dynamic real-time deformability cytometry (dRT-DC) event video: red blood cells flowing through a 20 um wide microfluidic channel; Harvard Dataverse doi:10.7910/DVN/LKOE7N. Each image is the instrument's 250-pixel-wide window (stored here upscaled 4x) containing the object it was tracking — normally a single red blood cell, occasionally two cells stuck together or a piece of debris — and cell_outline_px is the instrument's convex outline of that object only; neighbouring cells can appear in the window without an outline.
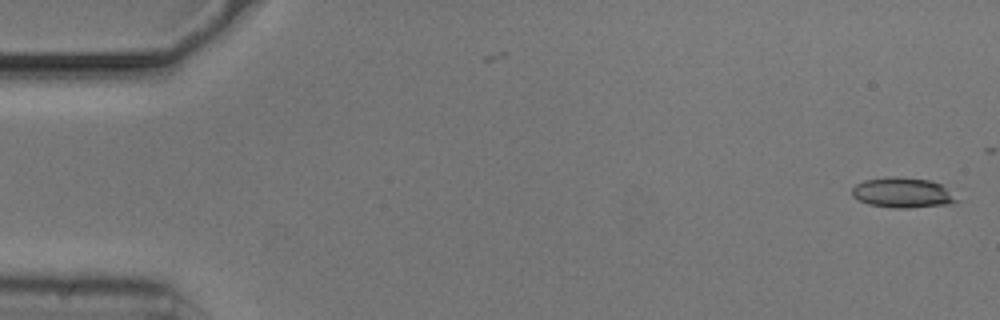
{"species": "common noctule bat (a hibernating species)", "species_latin": "Nyctalus noctula", "temperature_condition": "cold", "stored_images_in_passage": 19, "camera_frame_rate_fps": 3000, "um_per_image_px": 0.085, "animal": {"sex": "male", "body_mass_g": 20.5, "forearm_length_mm": 52.5}, "frame": {"image": 1, "passage_image": 1, "time_ms": 0.0, "image_size_px": [1000, 320], "cell_outline_px": [[964, 200], [948, 204], [908, 208], [896, 208], [868, 204], [852, 196], [852, 188], [856, 184], [864, 180], [888, 176], [896, 176], [928, 180], [940, 184]], "centroid_in_image_um": [76.76, 16.38], "position_along_channel_um": 8.2, "area_um2": 18.55}}
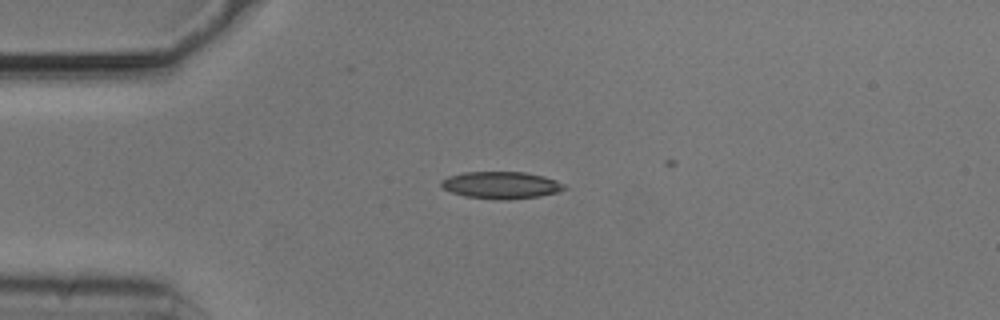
{"frame": {"image": 2, "passage_image": 13, "time_ms": 4.0, "image_size_px": [1000, 320], "cell_outline_px": [[568, 188], [556, 192], [540, 196], [508, 200], [500, 200], [464, 196], [452, 192], [444, 188], [440, 184], [440, 180], [448, 176], [464, 172], [524, 172], [544, 176], [556, 180], [564, 184]], "centroid_in_image_um": [42.6, 15.73], "position_along_channel_um": 42.4, "area_um2": 19.48}}
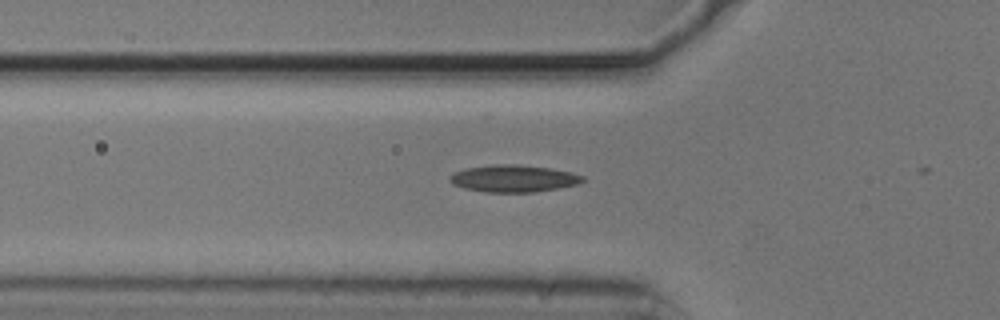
{"frame": {"image": 3, "passage_image": 18, "time_ms": 5.667, "image_size_px": [1000, 320], "cell_outline_px": [[588, 180], [580, 184], [560, 188], [532, 192], [484, 192], [464, 188], [452, 184], [448, 180], [448, 176], [452, 172], [468, 168], [492, 164], [516, 164], [552, 168], [572, 172], [584, 176]], "centroid_in_image_um": [43.68, 15.17], "position_along_channel_um": 82.1, "area_um2": 21.39}}